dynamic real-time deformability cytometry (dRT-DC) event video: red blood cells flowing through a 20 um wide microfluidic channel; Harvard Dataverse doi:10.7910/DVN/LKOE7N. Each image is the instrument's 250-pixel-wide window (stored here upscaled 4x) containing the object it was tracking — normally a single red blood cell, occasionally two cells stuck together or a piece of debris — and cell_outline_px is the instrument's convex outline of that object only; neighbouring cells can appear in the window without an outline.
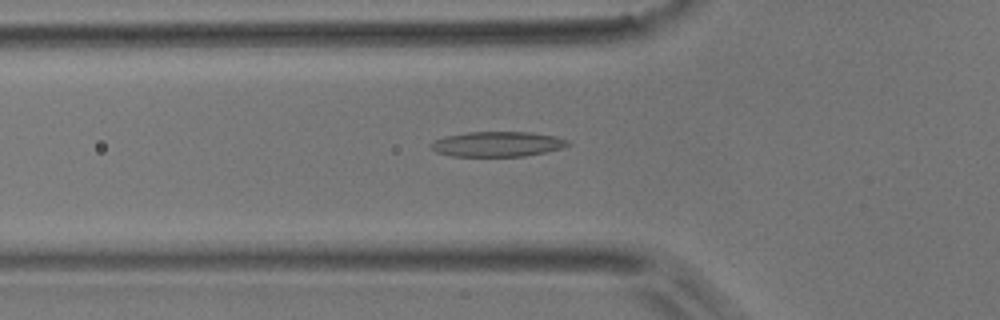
{"species": "common noctule bat (a hibernating species)", "species_latin": "Nyctalus noctula", "temperature_condition": "room temperature", "stored_images_in_passage": 51, "camera_frame_rate_fps": 3000, "um_per_image_px": 0.085, "animal": {"sex": "male", "body_mass_g": 17.9}, "frame": {"image": 1, "passage_image": 17, "time_ms": 5.333, "image_size_px": [1000, 320], "cell_outline_px": [[572, 144], [560, 148], [544, 152], [524, 156], [452, 156], [436, 152], [428, 144], [432, 140], [444, 136], [468, 132], [528, 132], [556, 136], [568, 140]], "centroid_in_image_um": [42.24, 12.24], "position_along_channel_um": 83.6, "area_um2": 20.06}}
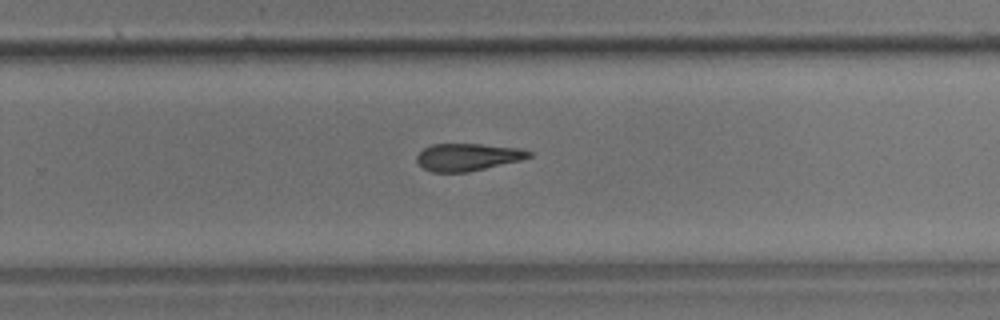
{"frame": {"image": 2, "passage_image": 33, "time_ms": 10.667, "image_size_px": [1000, 320], "cell_outline_px": [[532, 156], [520, 160], [468, 172], [432, 172], [424, 168], [416, 160], [416, 156], [424, 148], [432, 144], [480, 144], [520, 148], [532, 152]], "centroid_in_image_um": [39.75, 13.34], "position_along_channel_um": 290.1, "area_um2": 17.74}}
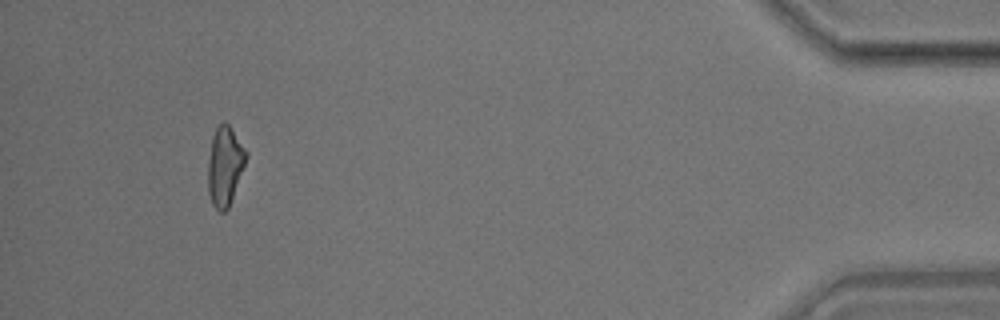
{"frame": {"image": 3, "passage_image": 48, "time_ms": 15.667, "image_size_px": [1000, 320], "cell_outline_px": [[248, 156], [228, 208], [224, 212], [220, 212], [212, 204], [208, 192], [208, 160], [212, 136], [220, 120], [224, 120], [228, 124], [248, 152]], "centroid_in_image_um": [19.11, 14.07], "position_along_channel_um": 416.1, "area_um2": 17.63}, "authors_computed_cell_mechanics": {"area_um2": 18.9584, "velocity_mm_per_s": 3.8703, "shape_relaxation_time_tau1_ms": 7.9956, "shape_relaxation_time_tau2_ms": 5.6443, "deformation_change_tau1": 0.1744, "deformation_change_tau2": 0.186}}